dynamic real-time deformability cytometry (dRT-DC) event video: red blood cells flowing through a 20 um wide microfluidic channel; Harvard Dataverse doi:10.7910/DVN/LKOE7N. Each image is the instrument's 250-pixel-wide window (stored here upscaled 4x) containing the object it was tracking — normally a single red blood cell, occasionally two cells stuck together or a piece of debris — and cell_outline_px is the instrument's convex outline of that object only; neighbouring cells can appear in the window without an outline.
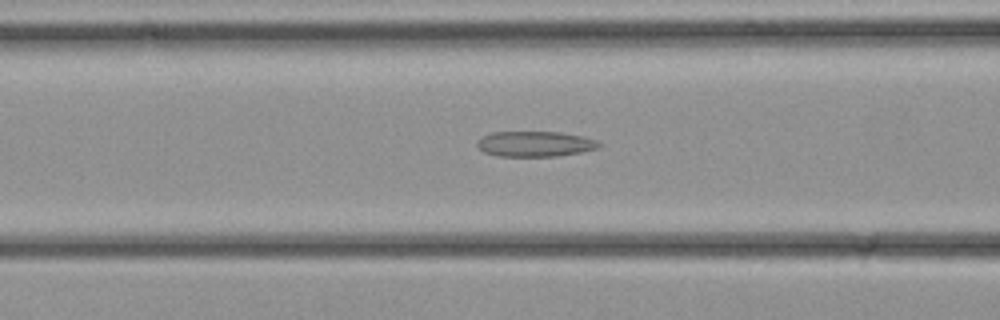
{"species": "common noctule bat (a hibernating species)", "species_latin": "Nyctalus noctula", "temperature_condition": "cold", "stored_images_in_passage": 26, "camera_frame_rate_fps": 3000, "um_per_image_px": 0.085, "animal": {"sex": "female", "body_mass_g": 21.9}, "frame": {"image": 1, "passage_image": 5, "time_ms": 1.333, "image_size_px": [1000, 320], "cell_outline_px": [[604, 144], [600, 148], [560, 156], [496, 156], [484, 152], [476, 144], [476, 140], [492, 132], [560, 132], [584, 136], [596, 140]], "centroid_in_image_um": [45.52, 12.23], "position_along_channel_um": 121.1, "area_um2": 18.21}}
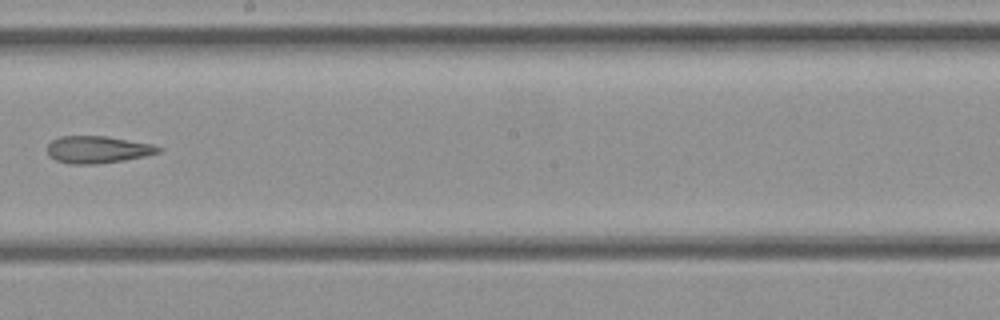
{"frame": {"image": 2, "passage_image": 11, "time_ms": 3.333, "image_size_px": [1000, 320], "cell_outline_px": [[164, 148], [160, 152], [144, 156], [124, 160], [96, 164], [68, 164], [56, 160], [48, 156], [48, 144], [52, 140], [60, 136], [108, 136], [152, 144]], "centroid_in_image_um": [8.3, 12.71], "position_along_channel_um": 239.9, "area_um2": 17.69}}
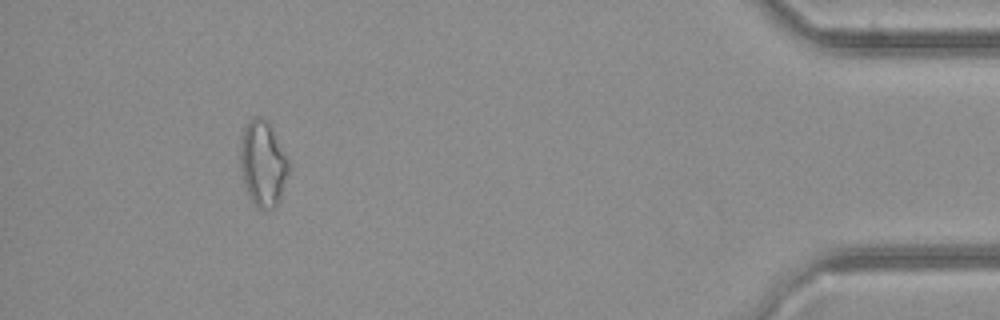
{"frame": {"image": 3, "passage_image": 23, "time_ms": 7.333, "image_size_px": [1000, 320], "cell_outline_px": [[292, 168], [280, 200], [272, 208], [260, 208], [252, 200], [244, 184], [240, 168], [240, 144], [244, 124], [248, 120], [256, 116], [260, 116], [268, 120], [272, 124], [288, 156]], "centroid_in_image_um": [22.39, 13.82], "position_along_channel_um": 412.8, "area_um2": 24.97}}